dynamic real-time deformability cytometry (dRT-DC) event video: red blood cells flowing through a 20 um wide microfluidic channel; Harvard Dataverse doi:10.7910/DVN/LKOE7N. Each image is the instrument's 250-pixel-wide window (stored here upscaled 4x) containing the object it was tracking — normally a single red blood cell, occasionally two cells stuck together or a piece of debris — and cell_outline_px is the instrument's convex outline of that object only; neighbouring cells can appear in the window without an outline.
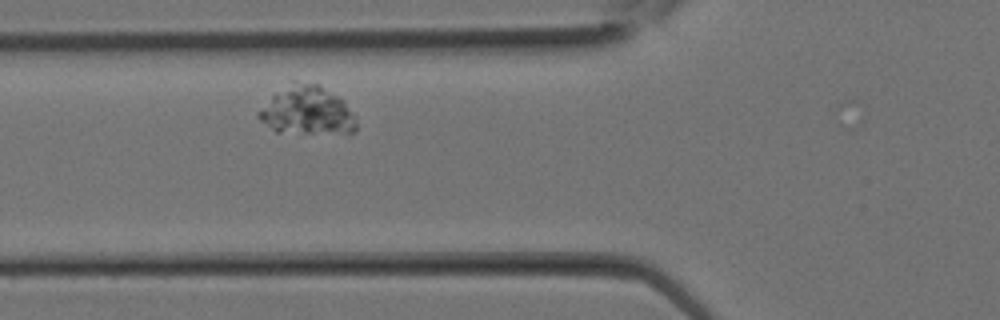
{"species": "Egyptian fruit bat (a non-hibernating species)", "species_latin": "Rousettus aegyptiacus", "temperature_condition": "room temperature", "stored_images_in_passage": 2, "camera_frame_rate_fps": 3000, "um_per_image_px": 0.085, "animal": {"sex": "female"}, "frame": {"image": 1, "passage_image": 2, "time_ms": 0.333, "image_size_px": [1000, 320], "cell_outline_px": [[356, 128], [352, 132], [276, 132], [260, 120], [256, 116], [256, 112], [272, 96], [292, 80], [296, 80], [316, 84], [336, 96], [356, 116]], "centroid_in_image_um": [26.03, 9.39], "position_along_channel_um": 99.8, "area_um2": 26.99}}